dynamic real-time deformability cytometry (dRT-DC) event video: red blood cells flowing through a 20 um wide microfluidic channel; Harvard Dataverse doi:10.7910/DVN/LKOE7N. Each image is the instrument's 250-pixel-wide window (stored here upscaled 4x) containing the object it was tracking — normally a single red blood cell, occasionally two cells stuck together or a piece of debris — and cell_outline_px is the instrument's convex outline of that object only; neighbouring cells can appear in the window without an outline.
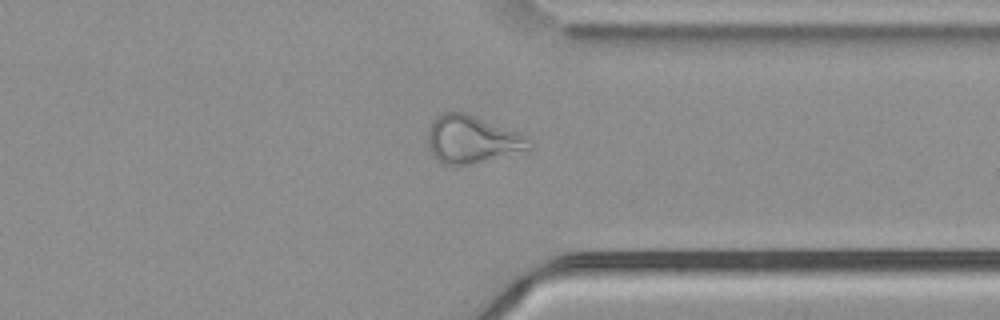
{"species": "common noctule bat (a hibernating species)", "species_latin": "Nyctalus noctula", "temperature_condition": "cold", "stored_images_in_passage": 54, "camera_frame_rate_fps": 3000, "um_per_image_px": 0.085, "animal": {"sex": "male", "body_mass_g": 21.5, "forearm_length_mm": 52.0}, "frame": {"image": 1, "passage_image": 43, "time_ms": 14.0, "image_size_px": [1000, 320], "cell_outline_px": [[532, 148], [472, 164], [444, 164], [436, 160], [428, 148], [428, 132], [432, 120], [440, 112], [464, 112], [520, 132], [532, 144]], "centroid_in_image_um": [40.08, 11.83], "position_along_channel_um": 371.3, "area_um2": 27.98}}
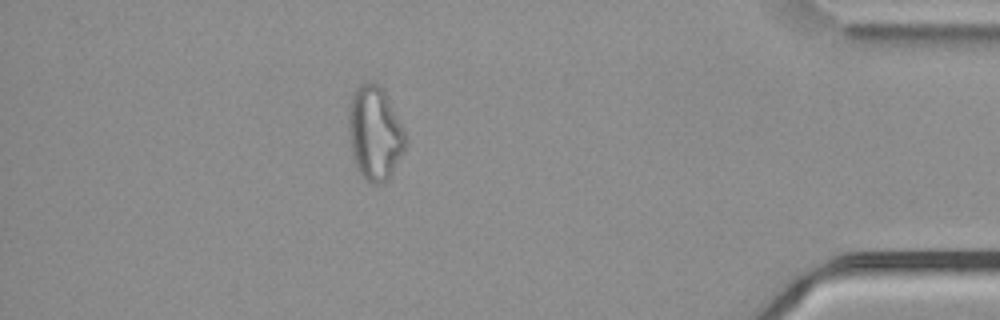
{"frame": {"image": 2, "passage_image": 49, "time_ms": 16.0, "image_size_px": [1000, 320], "cell_outline_px": [[408, 140], [404, 152], [388, 180], [384, 184], [372, 184], [356, 168], [352, 156], [348, 140], [348, 108], [352, 96], [356, 88], [360, 84], [368, 80], [372, 80], [384, 92], [408, 136]], "centroid_in_image_um": [31.85, 11.34], "position_along_channel_um": 403.3, "area_um2": 31.56}}